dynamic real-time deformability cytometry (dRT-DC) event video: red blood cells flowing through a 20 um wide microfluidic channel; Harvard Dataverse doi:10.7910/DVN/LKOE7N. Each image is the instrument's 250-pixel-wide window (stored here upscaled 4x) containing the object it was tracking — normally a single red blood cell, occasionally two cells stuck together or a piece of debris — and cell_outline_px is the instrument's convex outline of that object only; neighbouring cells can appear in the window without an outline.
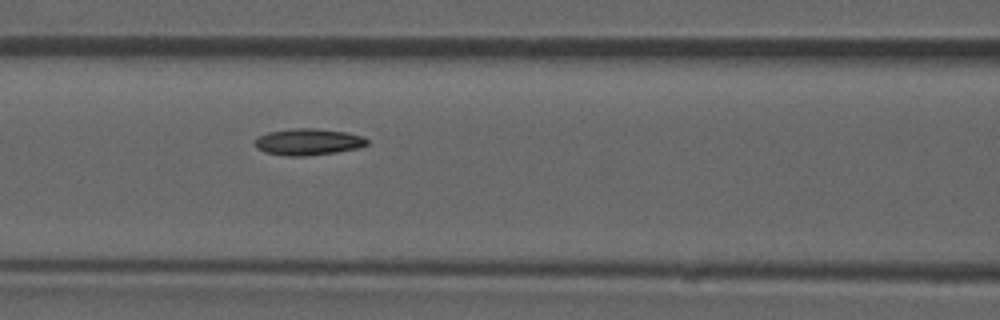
{"species": "common noctule bat (a hibernating species)", "species_latin": "Nyctalus noctula", "temperature_condition": "room temperature", "stored_images_in_passage": 53, "camera_frame_rate_fps": 3000, "um_per_image_px": 0.085, "animal": {"sex": "male", "forearm_length_mm": 52.5}, "frame": {"image": 1, "passage_image": 23, "time_ms": 7.333, "image_size_px": [1000, 320], "cell_outline_px": [[368, 144], [360, 148], [336, 152], [304, 156], [288, 156], [264, 152], [256, 148], [256, 136], [268, 132], [296, 128], [312, 128], [344, 132], [364, 136], [368, 140]], "centroid_in_image_um": [26.2, 12.06], "position_along_channel_um": 140.4, "area_um2": 17.34}, "authors_computed_cell_mechanics": {"area_um2": 17.051, "velocity_mm_per_s": 3.9078, "shape_relaxation_time_tau1_ms": 8.0513, "shape_relaxation_time_tau2_ms": 5.1876, "deformation_change_tau1": 0.1626, "deformation_change_tau2": 0.0848}}